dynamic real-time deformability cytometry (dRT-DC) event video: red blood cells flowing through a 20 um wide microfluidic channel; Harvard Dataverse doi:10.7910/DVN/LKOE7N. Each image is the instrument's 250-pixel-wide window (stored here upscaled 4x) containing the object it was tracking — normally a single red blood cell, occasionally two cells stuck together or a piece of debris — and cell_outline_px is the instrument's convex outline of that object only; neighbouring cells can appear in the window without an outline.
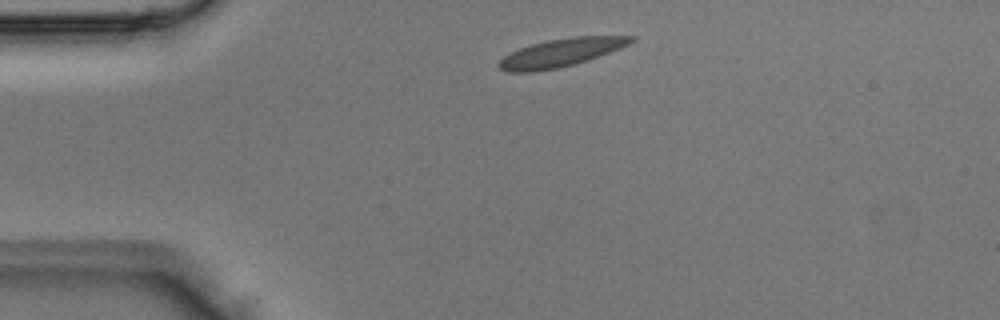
{"species": "Egyptian fruit bat (a non-hibernating species)", "species_latin": "Rousettus aegyptiacus", "temperature_condition": "room temperature", "stored_images_in_passage": 3, "camera_frame_rate_fps": 3000, "um_per_image_px": 0.085, "animal": {"sex": "male"}, "frame": {"image": 1, "passage_image": 1, "time_ms": 0.0, "image_size_px": [1000, 320], "cell_outline_px": [[636, 40], [620, 48], [588, 60], [560, 68], [532, 72], [508, 72], [500, 68], [496, 64], [504, 56], [520, 48], [532, 44], [548, 40], [572, 36], [636, 36]], "centroid_in_image_um": [47.68, 4.48], "position_along_channel_um": 37.3, "area_um2": 21.56}}
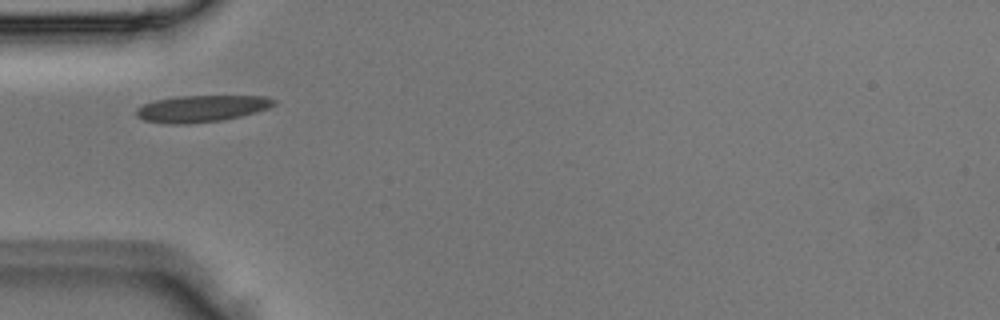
{"frame": {"image": 2, "passage_image": 2, "time_ms": 0.333, "image_size_px": [1000, 320], "cell_outline_px": [[276, 104], [268, 108], [256, 112], [224, 120], [188, 124], [168, 124], [144, 120], [136, 116], [136, 108], [144, 104], [156, 100], [180, 96], [268, 96], [276, 100]], "centroid_in_image_um": [17.15, 9.23], "position_along_channel_um": 67.9, "area_um2": 21.44}}